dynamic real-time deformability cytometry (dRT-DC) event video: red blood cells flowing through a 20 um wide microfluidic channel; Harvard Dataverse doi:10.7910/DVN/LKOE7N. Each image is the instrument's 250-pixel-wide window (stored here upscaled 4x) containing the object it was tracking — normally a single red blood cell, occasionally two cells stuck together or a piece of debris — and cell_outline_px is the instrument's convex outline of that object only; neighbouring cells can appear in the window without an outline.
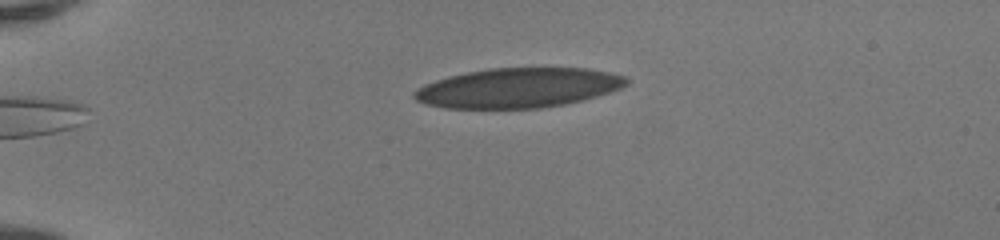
{"species": "human", "species_latin": "Homo sapiens", "temperature_condition": "room temperature", "stored_images_in_passage": 39, "camera_frame_rate_fps": 3000, "um_per_image_px": 0.085, "donor": {"sex": "female"}, "frame": {"image": 1, "passage_image": 1, "time_ms": 0.0, "image_size_px": [1000, 240], "cell_outline_px": [[628, 84], [620, 88], [596, 96], [564, 104], [540, 108], [444, 108], [424, 104], [416, 100], [412, 96], [412, 92], [416, 88], [424, 84], [448, 76], [488, 68], [588, 68], [608, 72], [624, 76], [628, 80]], "centroid_in_image_um": [43.99, 7.47], "position_along_channel_um": 41.0, "area_um2": 49.07}}
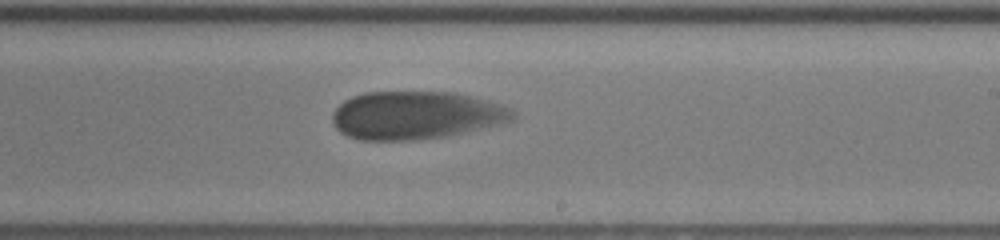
{"frame": {"image": 2, "passage_image": 21, "time_ms": 6.667, "image_size_px": [1000, 240], "cell_outline_px": [[516, 116], [512, 120], [504, 124], [448, 136], [416, 140], [360, 140], [348, 136], [340, 132], [332, 124], [332, 112], [344, 100], [352, 96], [364, 92], [456, 92], [488, 100], [512, 108], [516, 112]], "centroid_in_image_um": [35.38, 9.8], "position_along_channel_um": 253.6, "area_um2": 51.15}}
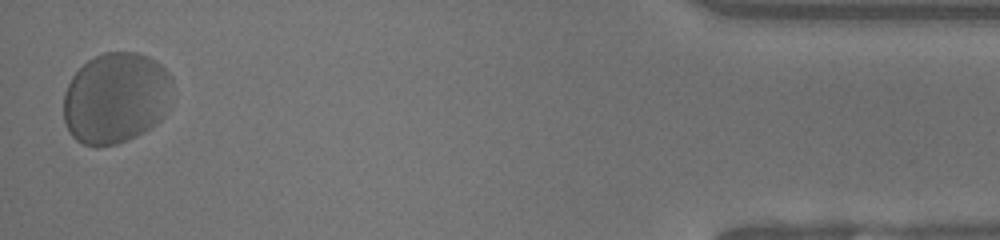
{"frame": {"image": 3, "passage_image": 39, "time_ms": 12.667, "image_size_px": [1000, 240], "cell_outline_px": [[172, 84], [164, 116], [156, 124], [144, 132], [136, 136], [116, 144], [96, 148], [84, 144], [76, 140], [72, 136], [64, 120], [64, 92], [72, 76], [88, 60], [104, 52], [136, 52], [148, 56], [156, 60], [172, 76]], "centroid_in_image_um": [9.84, 8.34], "position_along_channel_um": 425.4, "area_um2": 58.03}}